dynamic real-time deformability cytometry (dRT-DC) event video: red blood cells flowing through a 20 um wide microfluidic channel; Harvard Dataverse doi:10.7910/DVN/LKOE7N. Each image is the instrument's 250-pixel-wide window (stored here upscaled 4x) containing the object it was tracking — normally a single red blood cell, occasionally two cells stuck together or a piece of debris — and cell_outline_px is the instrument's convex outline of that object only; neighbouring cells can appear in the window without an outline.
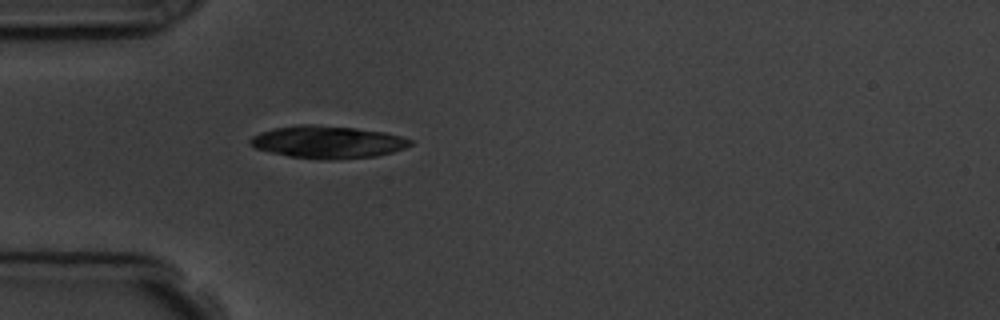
{"species": "common noctule bat (a hibernating species)", "species_latin": "Nyctalus noctula", "temperature_condition": "room temperature", "stored_images_in_passage": 1, "camera_frame_rate_fps": 3000, "um_per_image_px": 0.085, "animal": {"sex": "male", "body_mass_g": 19.5, "forearm_length_mm": 54.6}, "frame": {"image": 1, "passage_image": 1, "time_ms": 0.0, "image_size_px": [1000, 320], "cell_outline_px": [[412, 144], [404, 148], [392, 152], [376, 156], [328, 160], [320, 160], [288, 156], [256, 148], [248, 144], [248, 140], [252, 136], [260, 132], [276, 128], [300, 124], [312, 124], [356, 128], [384, 132], [400, 136], [412, 140]], "centroid_in_image_um": [27.83, 12.07], "position_along_channel_um": 57.2, "area_um2": 30.23}}